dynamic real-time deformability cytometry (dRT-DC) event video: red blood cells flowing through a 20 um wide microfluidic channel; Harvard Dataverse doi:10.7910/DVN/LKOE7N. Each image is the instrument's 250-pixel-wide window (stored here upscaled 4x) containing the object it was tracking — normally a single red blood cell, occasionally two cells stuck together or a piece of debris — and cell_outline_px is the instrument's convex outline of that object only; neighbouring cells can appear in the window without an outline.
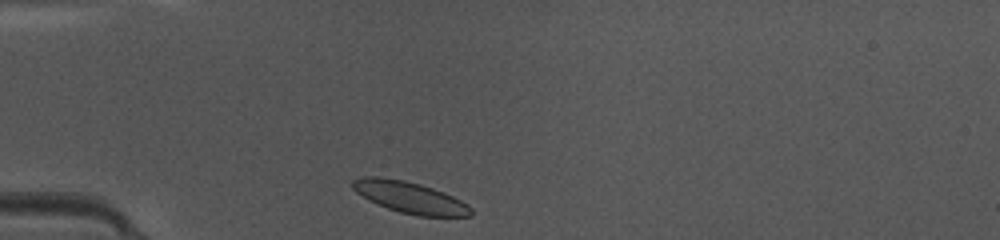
{"species": "common noctule bat (a hibernating species)", "species_latin": "Nyctalus noctula", "temperature_condition": "warm", "stored_images_in_passage": 35, "camera_frame_rate_fps": 3000, "um_per_image_px": 0.085, "animal": {"sex": "female", "body_mass_g": 10.0, "forearm_length_mm": 53.1}, "frame": {"image": 1, "passage_image": 1, "time_ms": 0.0, "image_size_px": [1000, 240], "cell_outline_px": [[472, 216], [416, 216], [400, 212], [388, 208], [368, 200], [356, 192], [352, 188], [352, 180], [360, 176], [380, 176], [404, 180], [420, 184], [444, 192], [460, 200], [472, 208]], "centroid_in_image_um": [34.8, 16.76], "position_along_channel_um": 50.2, "area_um2": 21.73}}
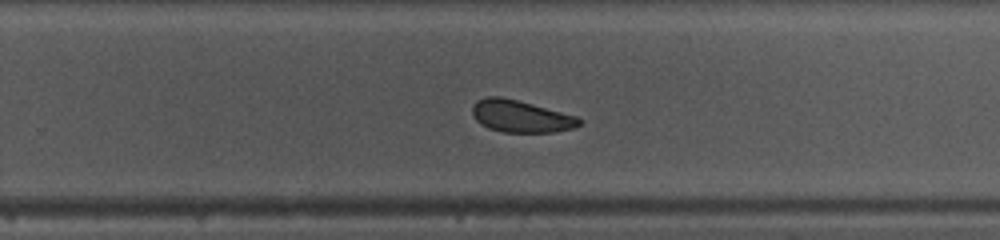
{"frame": {"image": 2, "passage_image": 19, "time_ms": 6.0, "image_size_px": [1000, 240], "cell_outline_px": [[584, 120], [580, 124], [572, 128], [552, 132], [504, 132], [488, 128], [480, 124], [476, 120], [472, 112], [472, 108], [476, 100], [488, 96], [500, 96], [532, 104], [576, 116]], "centroid_in_image_um": [44.24, 9.88], "position_along_channel_um": 285.6, "area_um2": 19.83}}
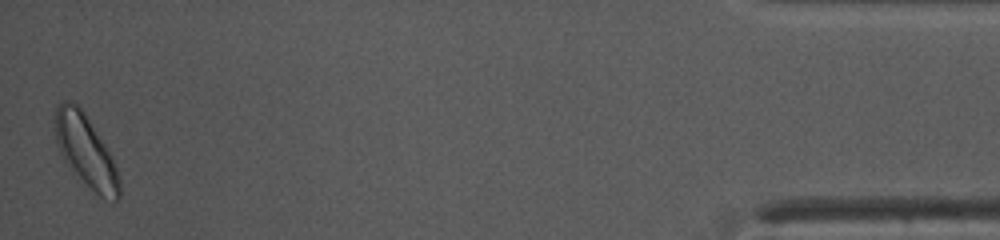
{"frame": {"image": 3, "passage_image": 35, "time_ms": 11.333, "image_size_px": [1000, 240], "cell_outline_px": [[120, 200], [104, 200], [68, 164], [60, 152], [56, 144], [56, 104], [64, 100], [72, 100], [84, 112], [108, 152], [116, 168], [120, 180]], "centroid_in_image_um": [7.29, 12.81], "position_along_channel_um": 427.9, "area_um2": 25.84}, "authors_computed_cell_mechanics": {"area_um2": 20.8658, "velocity_mm_per_s": 4.1774, "shape_relaxation_time_tau1_ms": 4.6684, "shape_relaxation_time_tau2_ms": null, "deformation_change_tau1": 0.0868, "deformation_change_tau2": null}}